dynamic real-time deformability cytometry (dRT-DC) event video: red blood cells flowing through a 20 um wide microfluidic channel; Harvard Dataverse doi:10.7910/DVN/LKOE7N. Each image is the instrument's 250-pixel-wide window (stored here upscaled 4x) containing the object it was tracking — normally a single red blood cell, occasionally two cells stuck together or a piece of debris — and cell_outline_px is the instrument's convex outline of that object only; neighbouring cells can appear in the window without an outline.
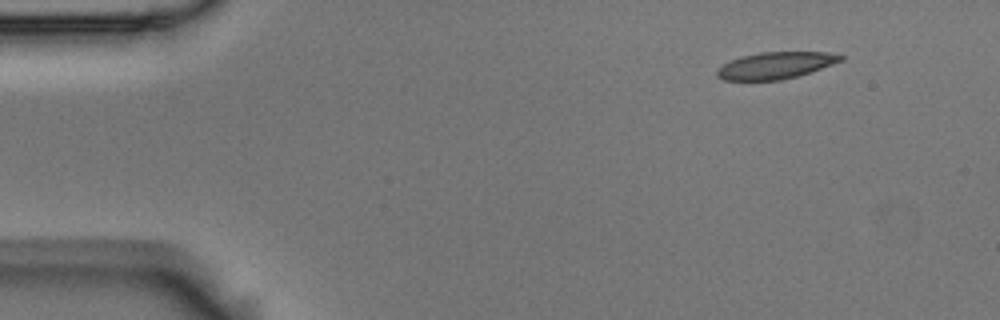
{"species": "Egyptian fruit bat (a non-hibernating species)", "species_latin": "Rousettus aegyptiacus", "temperature_condition": "room temperature", "stored_images_in_passage": 3, "camera_frame_rate_fps": 3000, "um_per_image_px": 0.085, "animal": {"sex": "male"}, "frame": {"image": 1, "passage_image": 1, "time_ms": 0.0, "image_size_px": [1000, 320], "cell_outline_px": [[844, 60], [796, 76], [780, 80], [724, 80], [716, 76], [716, 72], [724, 64], [740, 56], [760, 52], [828, 52], [844, 56]], "centroid_in_image_um": [65.91, 5.55], "position_along_channel_um": 19.1, "area_um2": 19.02}}